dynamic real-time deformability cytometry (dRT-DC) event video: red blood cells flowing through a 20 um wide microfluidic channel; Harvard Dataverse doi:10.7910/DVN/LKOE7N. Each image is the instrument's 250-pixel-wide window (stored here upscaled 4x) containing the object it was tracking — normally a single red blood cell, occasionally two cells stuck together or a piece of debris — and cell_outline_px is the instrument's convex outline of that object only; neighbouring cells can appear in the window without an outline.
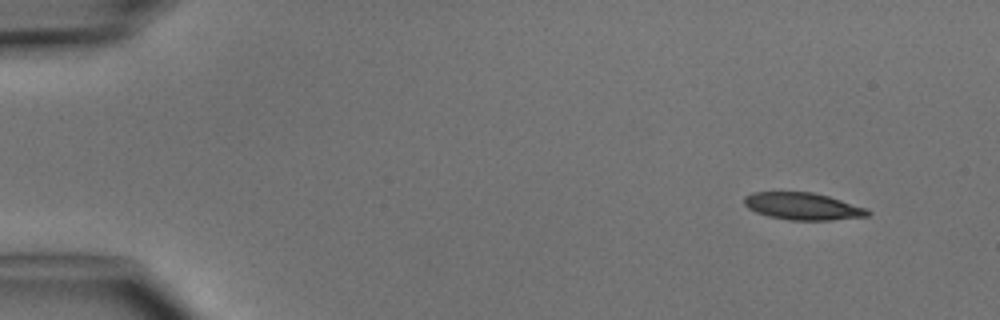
{"species": "common noctule bat (a hibernating species)", "species_latin": "Nyctalus noctula", "temperature_condition": "cold", "stored_images_in_passage": 5, "camera_frame_rate_fps": 3000, "um_per_image_px": 0.085, "animal": {"sex": "male", "body_mass_g": 15.6}, "frame": {"image": 1, "passage_image": 2, "time_ms": 1.0, "image_size_px": [1000, 320], "cell_outline_px": [[872, 212], [868, 216], [832, 220], [788, 220], [768, 216], [756, 212], [748, 208], [744, 204], [744, 196], [752, 192], [812, 192], [828, 196], [868, 208]], "centroid_in_image_um": [68.25, 17.53], "position_along_channel_um": 16.8, "area_um2": 19.65}}
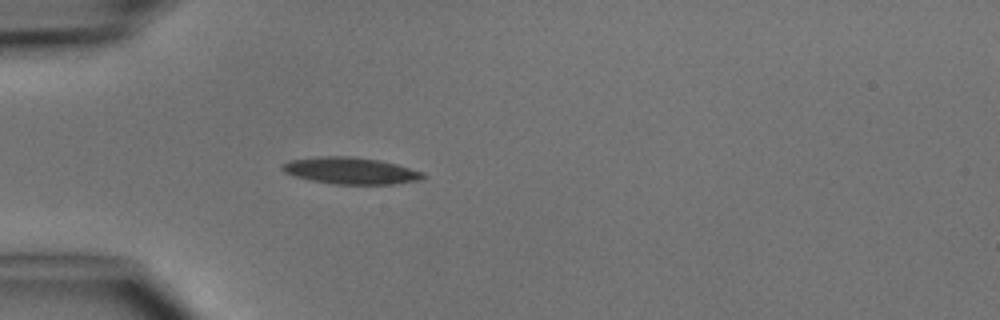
{"frame": {"image": 2, "passage_image": 5, "time_ms": 4.333, "image_size_px": [1000, 320], "cell_outline_px": [[428, 176], [416, 180], [392, 184], [332, 184], [312, 180], [296, 176], [284, 172], [280, 168], [288, 160], [316, 156], [356, 156], [380, 160], [396, 164], [424, 172]], "centroid_in_image_um": [29.8, 14.49], "position_along_channel_um": 55.2, "area_um2": 21.96}}